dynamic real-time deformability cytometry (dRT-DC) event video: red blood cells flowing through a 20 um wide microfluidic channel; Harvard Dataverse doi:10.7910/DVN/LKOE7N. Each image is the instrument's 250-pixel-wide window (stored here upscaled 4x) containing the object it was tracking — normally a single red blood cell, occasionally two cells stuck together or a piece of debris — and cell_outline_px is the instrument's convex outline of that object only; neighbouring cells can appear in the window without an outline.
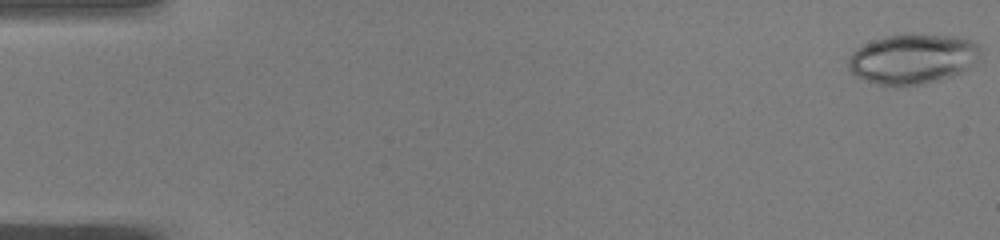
{"species": "common noctule bat (a hibernating species)", "species_latin": "Nyctalus noctula", "temperature_condition": "warm", "stored_images_in_passage": 50, "camera_frame_rate_fps": 3000, "um_per_image_px": 0.085, "animal": {"sex": "male", "body_mass_g": 19.0, "forearm_length_mm": 50.8}, "frame": {"image": 1, "passage_image": 1, "time_ms": 0.0, "image_size_px": [1000, 240], "cell_outline_px": [[980, 60], [968, 68], [952, 76], [924, 84], [892, 88], [864, 80], [856, 76], [848, 68], [848, 60], [852, 52], [856, 48], [872, 40], [884, 36], [908, 32], [956, 36], [972, 40], [980, 44]], "centroid_in_image_um": [77.59, 4.99], "position_along_channel_um": 7.4, "area_um2": 39.65}}
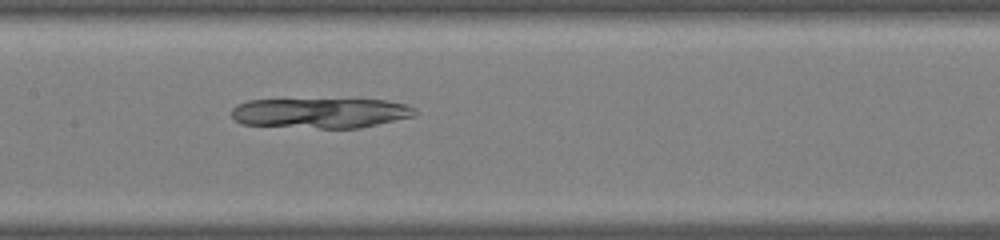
{"frame": {"image": 2, "passage_image": 25, "time_ms": 8.0, "image_size_px": [1000, 240], "cell_outline_px": [[416, 116], [360, 128], [320, 128], [240, 124], [232, 116], [232, 108], [236, 104], [248, 100], [384, 100], [404, 104], [416, 108]], "centroid_in_image_um": [27.26, 9.61], "position_along_channel_um": 180.1, "area_um2": 32.02}}
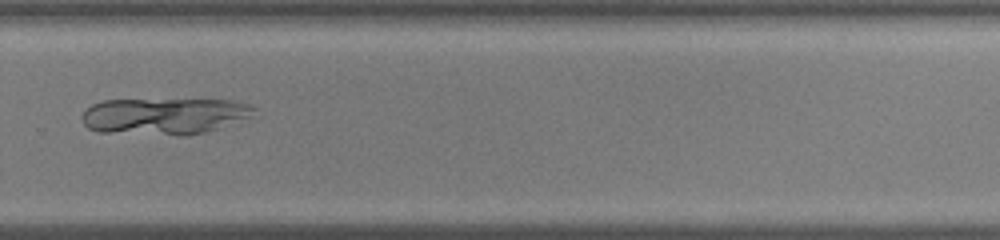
{"frame": {"image": 3, "passage_image": 35, "time_ms": 11.333, "image_size_px": [1000, 240], "cell_outline_px": [[256, 108], [248, 116], [216, 128], [204, 132], [184, 136], [180, 136], [100, 132], [88, 128], [84, 124], [84, 112], [92, 104], [104, 100], [232, 100], [248, 104]], "centroid_in_image_um": [13.91, 9.87], "position_along_channel_um": 315.9, "area_um2": 36.13}}